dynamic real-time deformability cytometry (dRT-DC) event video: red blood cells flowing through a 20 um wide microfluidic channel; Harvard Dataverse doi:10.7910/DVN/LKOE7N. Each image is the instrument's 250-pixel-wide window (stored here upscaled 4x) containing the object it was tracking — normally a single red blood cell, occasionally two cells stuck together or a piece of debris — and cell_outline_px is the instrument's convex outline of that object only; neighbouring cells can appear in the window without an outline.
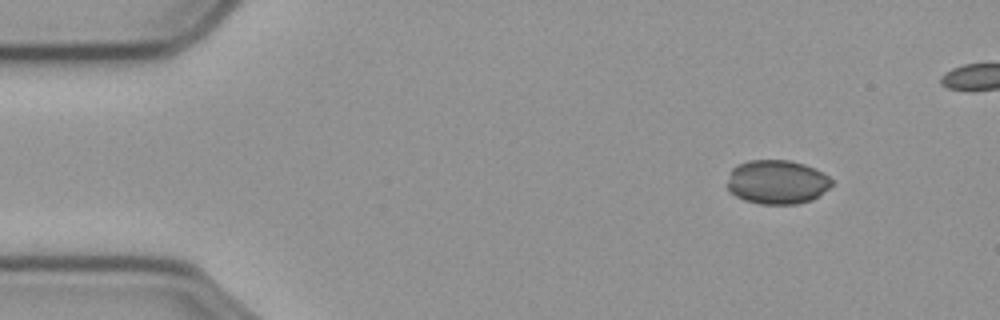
{"species": "common noctule bat (a hibernating species)", "species_latin": "Nyctalus noctula", "temperature_condition": "cold", "stored_images_in_passage": 46, "camera_frame_rate_fps": 3000, "um_per_image_px": 0.085, "animal": {"sex": "male", "body_mass_g": 23.1, "forearm_length_mm": 52.7}, "frame": {"image": 1, "passage_image": 1, "time_ms": 0.0, "image_size_px": [1000, 320], "cell_outline_px": [[832, 184], [828, 188], [812, 200], [796, 204], [760, 204], [744, 200], [736, 196], [728, 188], [728, 180], [732, 168], [736, 164], [748, 160], [788, 160], [804, 164], [828, 176], [832, 180]], "centroid_in_image_um": [66.02, 15.47], "position_along_channel_um": 19.0, "area_um2": 26.65}}
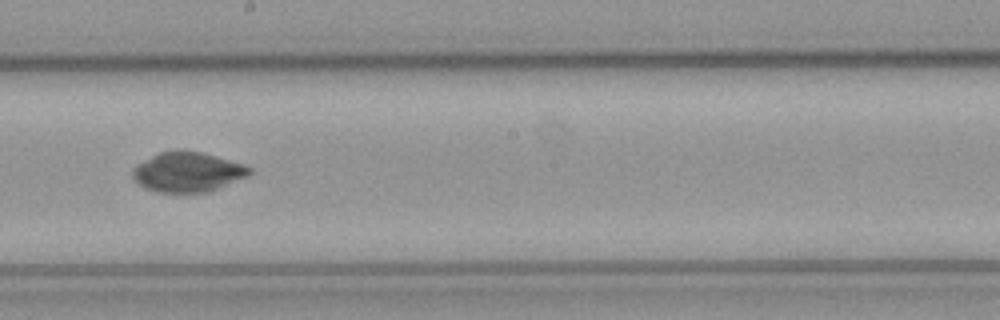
{"frame": {"image": 2, "passage_image": 26, "time_ms": 8.333, "image_size_px": [1000, 320], "cell_outline_px": [[252, 172], [248, 176], [208, 192], [156, 192], [144, 188], [132, 176], [132, 168], [136, 164], [160, 152], [200, 152], [244, 164], [252, 168]], "centroid_in_image_um": [15.95, 14.64], "position_along_channel_um": 232.3, "area_um2": 26.65}}
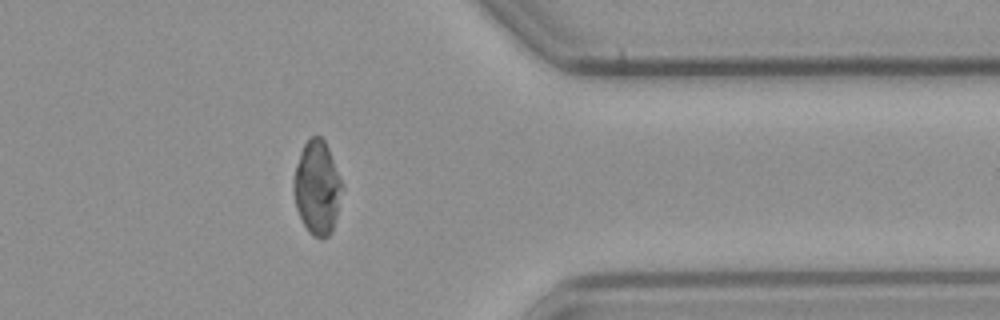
{"frame": {"image": 3, "passage_image": 40, "time_ms": 13.0, "image_size_px": [1000, 320], "cell_outline_px": [[344, 188], [332, 232], [324, 240], [320, 240], [312, 236], [308, 232], [296, 208], [292, 188], [292, 180], [296, 164], [300, 152], [304, 144], [312, 136], [320, 136], [324, 140], [328, 148]], "centroid_in_image_um": [26.95, 16.0], "position_along_channel_um": 384.5, "area_um2": 26.76}, "authors_computed_cell_mechanics": {"area_um2": 27.3394, "velocity_mm_per_s": 3.5966, "shape_relaxation_time_tau1_ms": null, "shape_relaxation_time_tau2_ms": 1.2194, "deformation_change_tau1": null, "deformation_change_tau2": 0.0275}}